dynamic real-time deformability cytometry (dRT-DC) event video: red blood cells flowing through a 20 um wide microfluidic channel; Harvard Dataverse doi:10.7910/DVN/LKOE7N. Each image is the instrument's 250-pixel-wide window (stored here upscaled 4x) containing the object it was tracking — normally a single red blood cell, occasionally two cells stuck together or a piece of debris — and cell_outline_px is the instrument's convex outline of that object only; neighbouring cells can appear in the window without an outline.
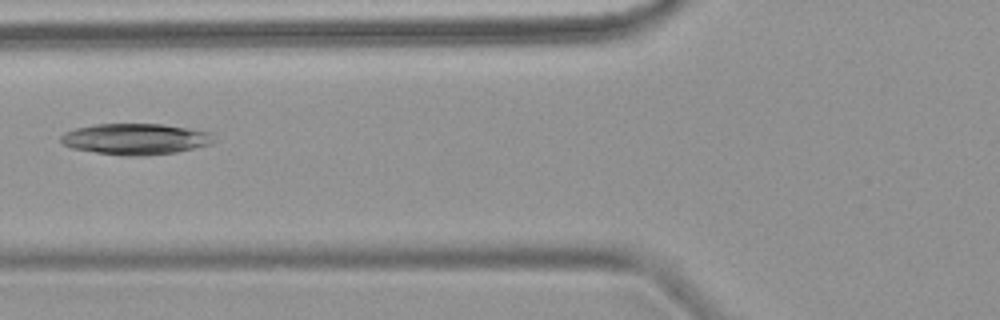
{"species": "common noctule bat (a hibernating species)", "species_latin": "Nyctalus noctula", "temperature_condition": "warm", "stored_images_in_passage": 7, "camera_frame_rate_fps": 3000, "um_per_image_px": 0.085, "animal": {"sex": "female", "body_mass_g": 18.4}, "frame": {"image": 1, "passage_image": 6, "time_ms": 6.0, "image_size_px": [1000, 320], "cell_outline_px": [[216, 140], [212, 144], [176, 152], [144, 156], [124, 156], [96, 152], [72, 148], [64, 144], [60, 140], [60, 136], [64, 132], [76, 128], [96, 124], [164, 124], [212, 132]], "centroid_in_image_um": [11.56, 11.81], "position_along_channel_um": 114.2, "area_um2": 27.86}}
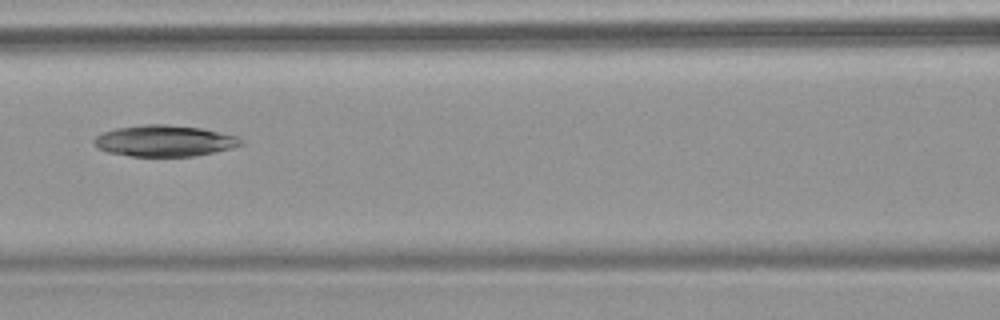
{"frame": {"image": 2, "passage_image": 7, "time_ms": 7.0, "image_size_px": [1000, 320], "cell_outline_px": [[244, 144], [232, 148], [192, 156], [132, 156], [108, 152], [96, 148], [92, 140], [96, 136], [104, 132], [116, 128], [144, 124], [168, 124], [200, 128], [236, 136], [244, 140]], "centroid_in_image_um": [13.95, 11.97], "position_along_channel_um": 152.6, "area_um2": 26.65}}